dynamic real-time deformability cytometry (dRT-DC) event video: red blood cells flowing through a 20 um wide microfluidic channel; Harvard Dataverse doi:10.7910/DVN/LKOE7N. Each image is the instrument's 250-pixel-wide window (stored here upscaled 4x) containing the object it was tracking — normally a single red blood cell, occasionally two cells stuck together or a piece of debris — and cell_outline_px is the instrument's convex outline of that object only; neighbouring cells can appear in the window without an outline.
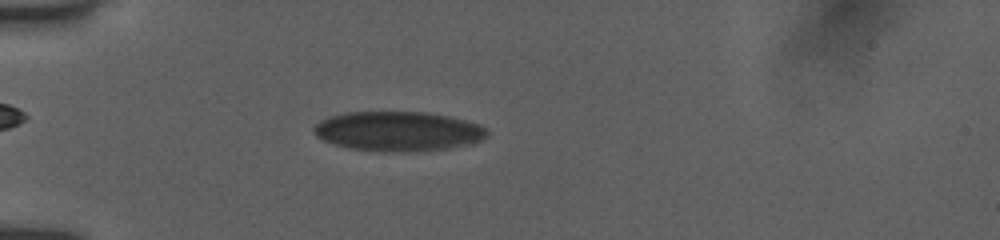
{"species": "human", "species_latin": "Homo sapiens", "temperature_condition": "room temperature", "stored_images_in_passage": 15, "camera_frame_rate_fps": 3000, "um_per_image_px": 0.085, "donor": {"sex": "female"}, "frame": {"image": 1, "passage_image": 7, "time_ms": 4.667, "image_size_px": [1000, 240], "cell_outline_px": [[488, 136], [472, 144], [444, 148], [404, 152], [380, 152], [348, 148], [332, 144], [316, 136], [312, 132], [312, 128], [320, 120], [328, 116], [344, 112], [424, 112], [448, 116], [480, 124], [488, 132]], "centroid_in_image_um": [33.78, 11.16], "position_along_channel_um": 51.2, "area_um2": 40.23}}
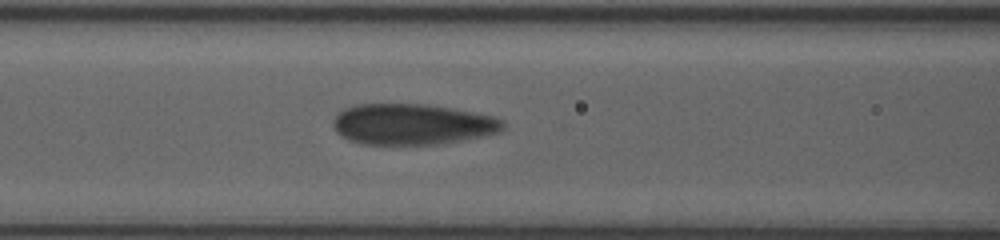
{"frame": {"image": 2, "passage_image": 12, "time_ms": 7.333, "image_size_px": [1000, 240], "cell_outline_px": [[504, 128], [500, 132], [460, 140], [436, 144], [364, 144], [352, 140], [336, 132], [332, 124], [336, 116], [344, 108], [356, 104], [428, 104], [452, 108], [492, 116], [500, 120], [504, 124]], "centroid_in_image_um": [35.02, 10.55], "position_along_channel_um": 131.6, "area_um2": 40.0}}
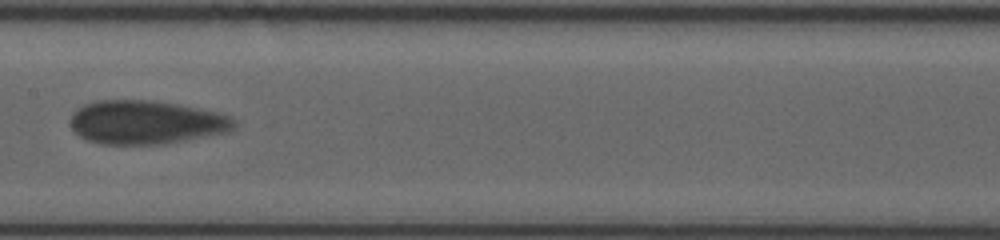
{"frame": {"image": 3, "passage_image": 14, "time_ms": 9.0, "image_size_px": [1000, 240], "cell_outline_px": [[236, 124], [232, 128], [224, 132], [164, 144], [100, 144], [88, 140], [80, 136], [72, 128], [72, 112], [76, 108], [84, 104], [96, 100], [152, 100], [180, 104], [216, 112], [228, 116], [236, 120]], "centroid_in_image_um": [12.37, 10.38], "position_along_channel_um": 195.0, "area_um2": 41.44}}